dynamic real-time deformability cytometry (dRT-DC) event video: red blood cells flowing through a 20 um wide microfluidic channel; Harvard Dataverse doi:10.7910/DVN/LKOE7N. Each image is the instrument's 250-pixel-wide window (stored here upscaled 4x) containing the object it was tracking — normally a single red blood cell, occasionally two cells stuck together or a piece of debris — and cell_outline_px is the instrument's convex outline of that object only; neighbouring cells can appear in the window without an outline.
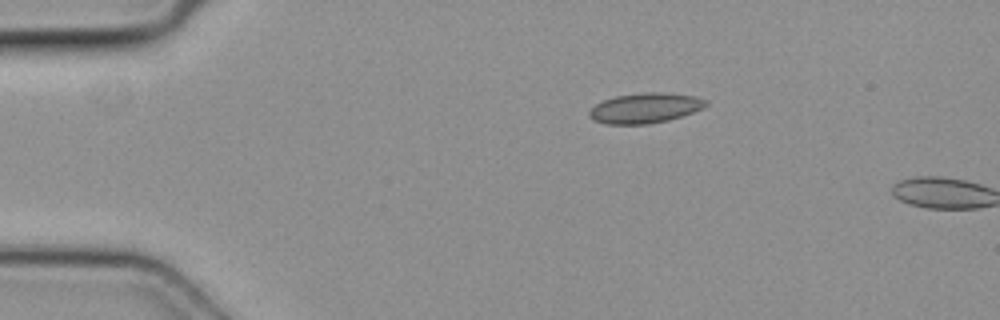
{"species": "common noctule bat (a hibernating species)", "species_latin": "Nyctalus noctula", "temperature_condition": "cold", "stored_images_in_passage": 2, "camera_frame_rate_fps": 3000, "um_per_image_px": 0.085, "animal": {"sex": "female", "body_mass_g": 19.3, "forearm_length_mm": 54.1}, "frame": {"image": 1, "passage_image": 1, "time_ms": 0.0, "image_size_px": [1000, 320], "cell_outline_px": [[708, 104], [692, 112], [668, 120], [648, 124], [604, 124], [588, 116], [588, 112], [596, 104], [604, 100], [616, 96], [644, 92], [664, 92], [696, 96], [708, 100]], "centroid_in_image_um": [54.83, 9.17], "position_along_channel_um": 30.2, "area_um2": 20.35}}